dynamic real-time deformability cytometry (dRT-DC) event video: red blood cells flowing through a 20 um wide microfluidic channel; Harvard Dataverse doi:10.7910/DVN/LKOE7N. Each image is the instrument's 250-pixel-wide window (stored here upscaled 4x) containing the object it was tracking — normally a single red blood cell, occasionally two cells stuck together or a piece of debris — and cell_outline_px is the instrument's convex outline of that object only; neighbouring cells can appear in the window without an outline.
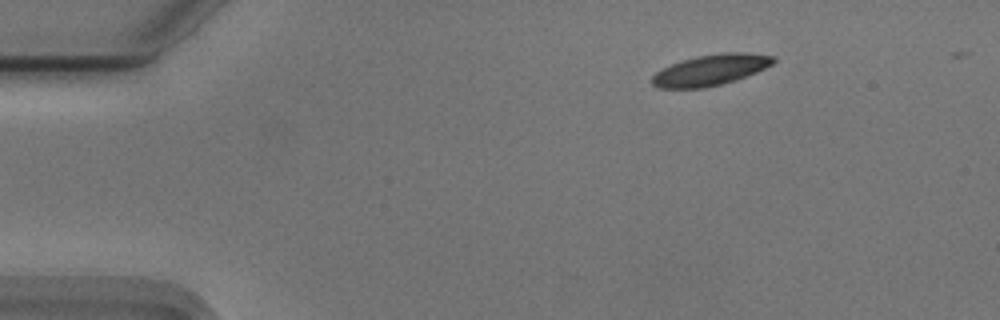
{"species": "Egyptian fruit bat (a non-hibernating species)", "species_latin": "Rousettus aegyptiacus", "temperature_condition": "cold", "stored_images_in_passage": 44, "camera_frame_rate_fps": 3000, "um_per_image_px": 0.085, "animal": {"sex": "male"}, "frame": {"image": 1, "passage_image": 1, "time_ms": 0.0, "image_size_px": [1000, 320], "cell_outline_px": [[776, 60], [772, 64], [756, 72], [736, 80], [704, 88], [660, 88], [652, 84], [652, 76], [656, 72], [680, 60], [696, 56], [720, 52], [748, 52], [776, 56]], "centroid_in_image_um": [60.43, 5.93], "position_along_channel_um": 24.6, "area_um2": 21.91}}
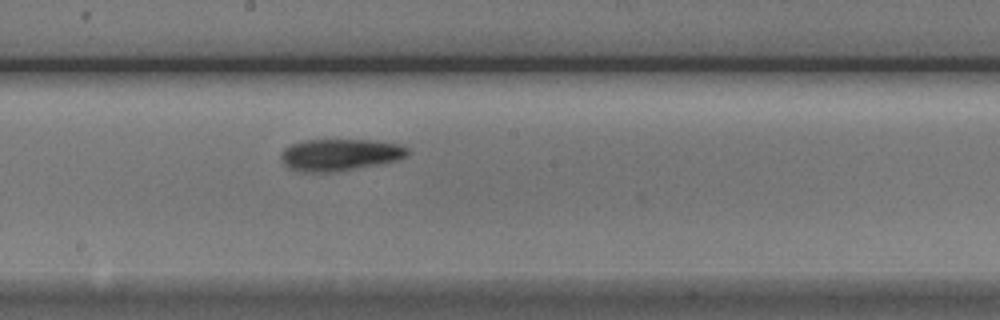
{"frame": {"image": 2, "passage_image": 23, "time_ms": 7.333, "image_size_px": [1000, 320], "cell_outline_px": [[412, 152], [408, 156], [400, 160], [384, 164], [332, 172], [304, 172], [288, 168], [280, 160], [280, 152], [284, 148], [292, 144], [304, 140], [372, 140], [404, 144]], "centroid_in_image_um": [28.96, 13.15], "position_along_channel_um": 219.2, "area_um2": 24.1}}
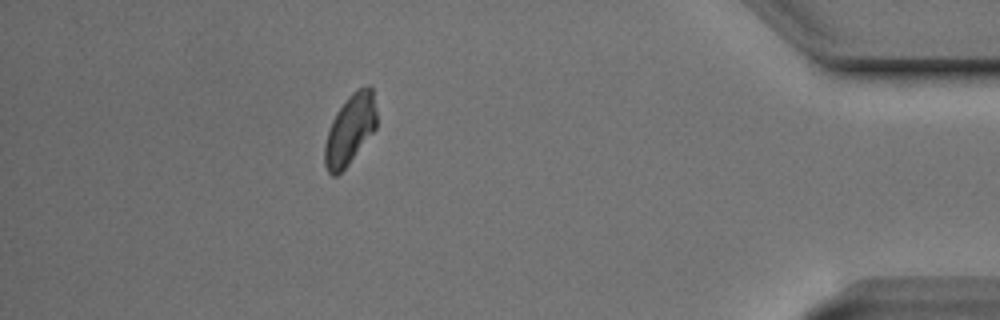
{"frame": {"image": 3, "passage_image": 42, "time_ms": 13.667, "image_size_px": [1000, 320], "cell_outline_px": [[376, 128], [348, 164], [336, 176], [332, 176], [328, 172], [324, 164], [324, 144], [332, 120], [336, 112], [348, 96], [356, 88], [368, 84], [372, 88], [376, 108]], "centroid_in_image_um": [29.75, 10.98], "position_along_channel_um": 405.5, "area_um2": 21.15}}